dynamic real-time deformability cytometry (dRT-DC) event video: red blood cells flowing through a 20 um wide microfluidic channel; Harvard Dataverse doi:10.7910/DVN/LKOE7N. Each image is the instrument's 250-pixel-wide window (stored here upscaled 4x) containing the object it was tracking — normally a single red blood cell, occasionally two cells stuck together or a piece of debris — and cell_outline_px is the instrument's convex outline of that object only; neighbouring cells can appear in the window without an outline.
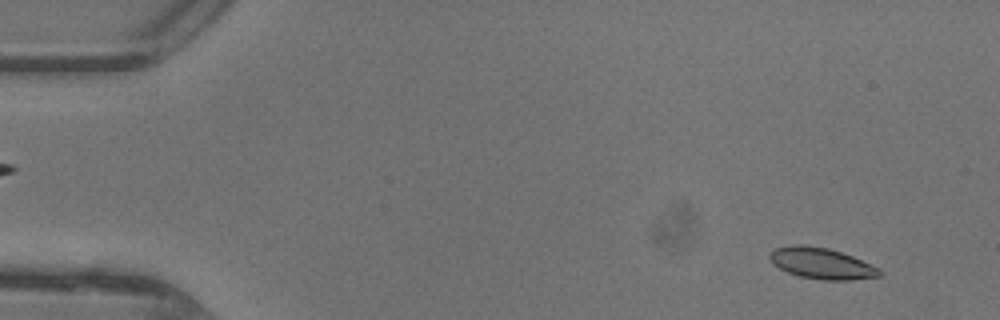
{"species": "common noctule bat (a hibernating species)", "species_latin": "Nyctalus noctula", "temperature_condition": "warm", "stored_images_in_passage": 47, "camera_frame_rate_fps": 3000, "um_per_image_px": 0.085, "animal": {"sex": "female"}, "frame": {"image": 1, "passage_image": 3, "time_ms": 0.667, "image_size_px": [1000, 320], "cell_outline_px": [[884, 272], [880, 276], [848, 280], [824, 280], [800, 276], [788, 272], [772, 264], [768, 256], [776, 248], [792, 244], [804, 244], [828, 248], [852, 256], [880, 268]], "centroid_in_image_um": [69.84, 22.38], "position_along_channel_um": 15.2, "area_um2": 19.88}}
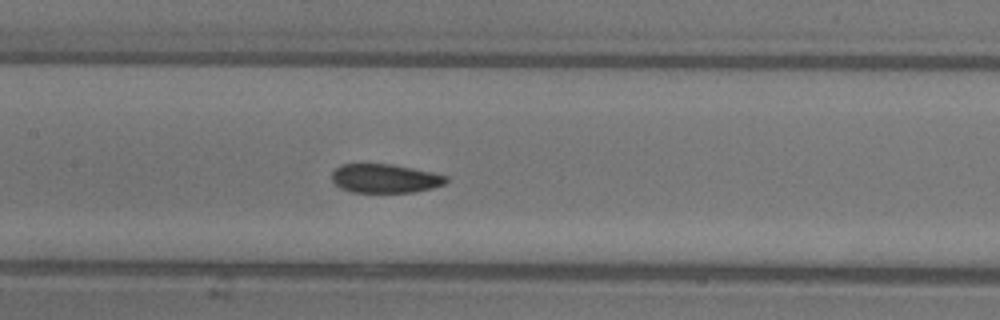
{"frame": {"image": 2, "passage_image": 22, "time_ms": 7.0, "image_size_px": [1000, 320], "cell_outline_px": [[448, 180], [444, 184], [432, 188], [412, 192], [352, 192], [340, 188], [332, 180], [332, 172], [340, 164], [392, 164], [432, 172], [448, 176]], "centroid_in_image_um": [32.72, 15.16], "position_along_channel_um": 174.7, "area_um2": 19.19}}
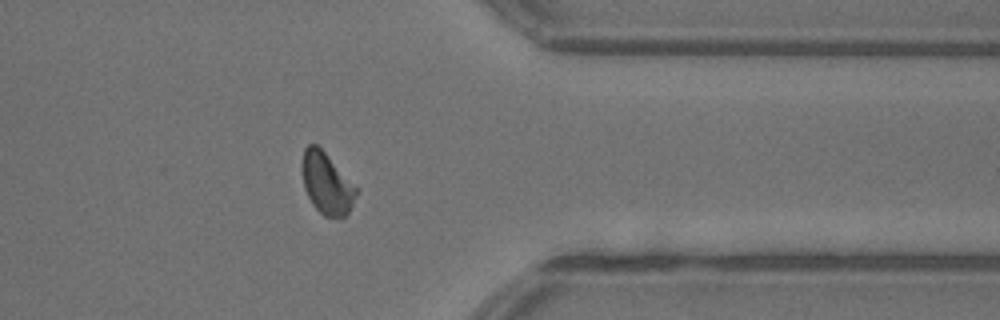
{"frame": {"image": 3, "passage_image": 37, "time_ms": 12.0, "image_size_px": [1000, 320], "cell_outline_px": [[356, 196], [348, 212], [344, 216], [324, 216], [312, 204], [304, 188], [300, 164], [304, 148], [308, 144], [316, 144], [324, 152], [356, 188]], "centroid_in_image_um": [27.7, 15.57], "position_along_channel_um": 383.7, "area_um2": 18.9}, "authors_computed_cell_mechanics": {"area_um2": 19.8254, "velocity_mm_per_s": 4.4075, "shape_relaxation_time_tau1_ms": 2.8626, "shape_relaxation_time_tau2_ms": 1.3701, "deformation_change_tau1": 0.0942, "deformation_change_tau2": 0.0586}}